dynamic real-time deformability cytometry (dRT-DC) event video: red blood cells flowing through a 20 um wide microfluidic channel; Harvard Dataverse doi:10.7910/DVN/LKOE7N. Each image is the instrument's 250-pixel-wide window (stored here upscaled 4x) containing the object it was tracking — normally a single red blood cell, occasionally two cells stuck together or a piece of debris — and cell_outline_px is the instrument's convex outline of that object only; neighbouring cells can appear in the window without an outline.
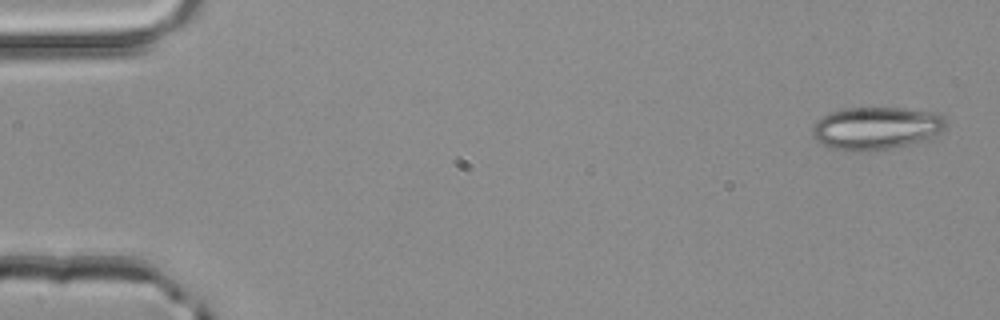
{"species": "common noctule bat (a hibernating species)", "species_latin": "Nyctalus noctula", "temperature_condition": "room temperature", "stored_images_in_passage": 3, "camera_frame_rate_fps": 3000, "um_per_image_px": 0.085, "animal": {"sex": "male", "body_mass_g": 20.4}, "frame": {"image": 1, "passage_image": 1, "time_ms": 0.0, "image_size_px": [1000, 320], "cell_outline_px": [[948, 120], [944, 128], [932, 140], [868, 152], [856, 152], [832, 148], [816, 140], [812, 136], [812, 124], [816, 120], [832, 112], [844, 108], [904, 108], [940, 112]], "centroid_in_image_um": [74.54, 10.9], "position_along_channel_um": 10.5, "area_um2": 33.93}}
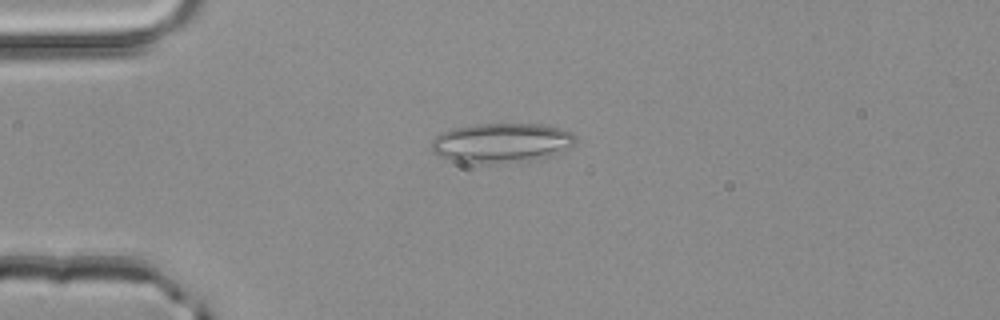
{"frame": {"image": 2, "passage_image": 3, "time_ms": 0.667, "image_size_px": [1000, 320], "cell_outline_px": [[576, 140], [572, 144], [552, 156], [528, 160], [456, 160], [440, 156], [432, 152], [432, 140], [436, 136], [452, 128], [476, 124], [540, 124], [560, 128], [572, 132], [576, 136]], "centroid_in_image_um": [42.66, 12.07], "position_along_channel_um": 42.3, "area_um2": 31.79}}